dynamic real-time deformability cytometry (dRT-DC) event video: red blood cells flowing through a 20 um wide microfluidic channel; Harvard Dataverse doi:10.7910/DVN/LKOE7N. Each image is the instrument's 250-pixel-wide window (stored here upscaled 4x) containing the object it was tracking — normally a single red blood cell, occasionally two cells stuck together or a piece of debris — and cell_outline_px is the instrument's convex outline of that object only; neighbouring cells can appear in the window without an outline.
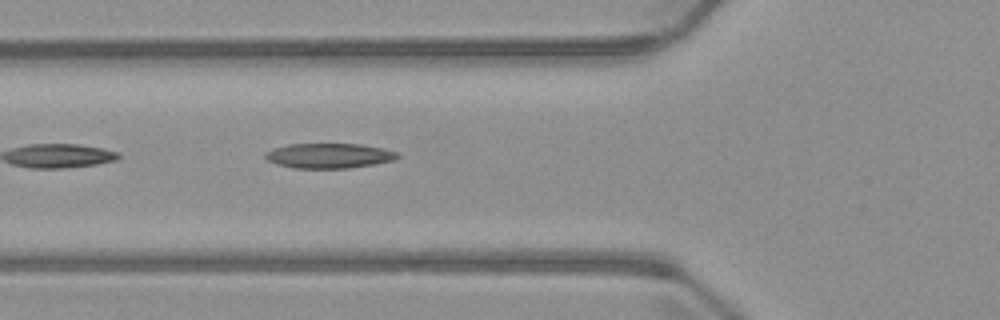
{"species": "common noctule bat (a hibernating species)", "species_latin": "Nyctalus noctula", "temperature_condition": "warm", "stored_images_in_passage": 2, "camera_frame_rate_fps": 3000, "um_per_image_px": 0.085, "animal": {"sex": "male", "body_mass_g": 23.1, "forearm_length_mm": 52.7}, "frame": {"image": 1, "passage_image": 2, "time_ms": 1.333, "image_size_px": [1000, 320], "cell_outline_px": [[400, 156], [396, 160], [376, 164], [348, 168], [292, 168], [276, 164], [268, 160], [264, 156], [264, 152], [272, 148], [288, 144], [360, 144], [384, 148], [396, 152]], "centroid_in_image_um": [27.96, 13.24], "position_along_channel_um": 97.8, "area_um2": 19.42}}